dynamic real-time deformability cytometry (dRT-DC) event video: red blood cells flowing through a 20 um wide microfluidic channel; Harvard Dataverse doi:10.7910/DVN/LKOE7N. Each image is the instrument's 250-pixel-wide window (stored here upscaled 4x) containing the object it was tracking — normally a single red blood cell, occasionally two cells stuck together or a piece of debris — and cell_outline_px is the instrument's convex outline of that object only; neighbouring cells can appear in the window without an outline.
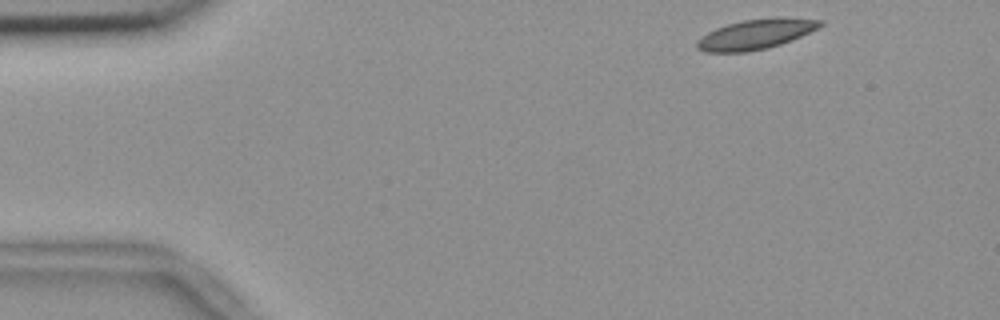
{"species": "common noctule bat (a hibernating species)", "species_latin": "Nyctalus noctula", "temperature_condition": "room temperature", "stored_images_in_passage": 50, "camera_frame_rate_fps": 3000, "um_per_image_px": 0.085, "animal": {"sex": "female", "body_mass_g": 18.4}, "frame": {"image": 1, "passage_image": 1, "time_ms": 0.0, "image_size_px": [1000, 320], "cell_outline_px": [[824, 24], [792, 40], [768, 48], [748, 52], [704, 52], [696, 48], [696, 40], [700, 36], [716, 28], [728, 24], [744, 20], [780, 16], [824, 20]], "centroid_in_image_um": [64.22, 2.9], "position_along_channel_um": 20.8, "area_um2": 21.68}}
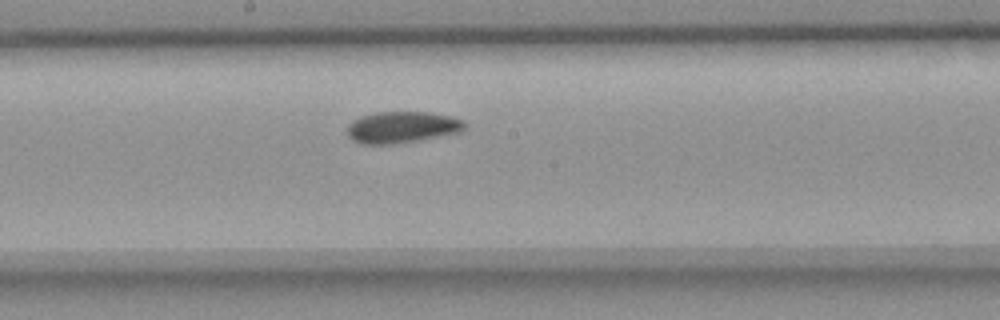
{"frame": {"image": 2, "passage_image": 24, "time_ms": 7.667, "image_size_px": [1000, 320], "cell_outline_px": [[468, 124], [460, 132], [416, 140], [392, 144], [364, 144], [352, 140], [348, 136], [348, 124], [352, 120], [360, 116], [376, 112], [428, 112], [448, 116], [464, 120]], "centroid_in_image_um": [34.15, 10.8], "position_along_channel_um": 214.1, "area_um2": 21.44}}
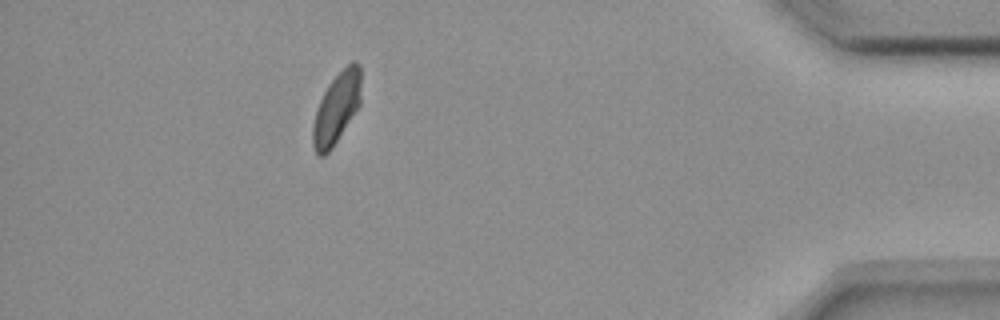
{"frame": {"image": 3, "passage_image": 44, "time_ms": 14.333, "image_size_px": [1000, 320], "cell_outline_px": [[360, 104], [332, 148], [324, 156], [320, 156], [316, 152], [312, 144], [312, 128], [316, 112], [320, 100], [328, 84], [352, 60], [356, 60], [360, 64]], "centroid_in_image_um": [28.6, 9.19], "position_along_channel_um": 406.6, "area_um2": 19.65}, "authors_computed_cell_mechanics": {"area_um2": 21.1837, "velocity_mm_per_s": 3.6417, "shape_relaxation_time_tau1_ms": null, "shape_relaxation_time_tau2_ms": 5.7129, "deformation_change_tau1": null, "deformation_change_tau2": 0.068}}